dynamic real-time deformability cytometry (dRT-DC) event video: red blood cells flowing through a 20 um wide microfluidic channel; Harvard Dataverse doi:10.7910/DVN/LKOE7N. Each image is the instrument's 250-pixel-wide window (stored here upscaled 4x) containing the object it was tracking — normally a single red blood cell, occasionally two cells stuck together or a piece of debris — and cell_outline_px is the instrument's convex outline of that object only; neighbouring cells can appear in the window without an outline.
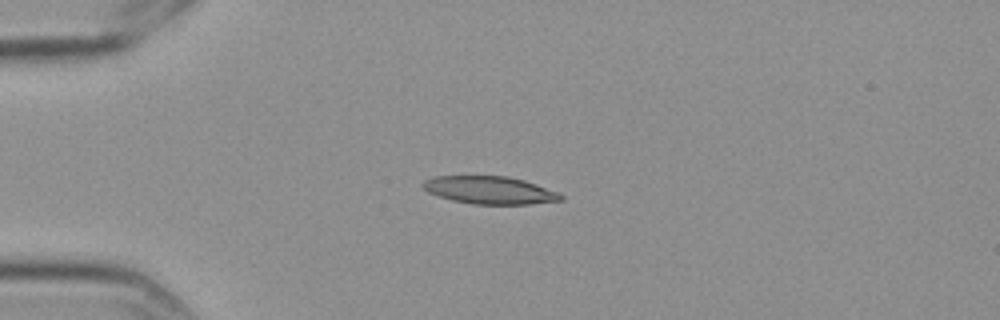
{"species": "Egyptian fruit bat (a non-hibernating species)", "species_latin": "Rousettus aegyptiacus", "temperature_condition": "cold", "stored_images_in_passage": 3, "camera_frame_rate_fps": 3000, "um_per_image_px": 0.085, "frame": {"image": 1, "passage_image": 1, "time_ms": 0.0, "image_size_px": [1000, 320], "cell_outline_px": [[564, 200], [528, 204], [472, 204], [452, 200], [428, 192], [420, 184], [424, 180], [436, 176], [508, 176], [524, 180], [560, 192], [564, 196]], "centroid_in_image_um": [41.66, 16.16], "position_along_channel_um": 43.3, "area_um2": 22.31}}
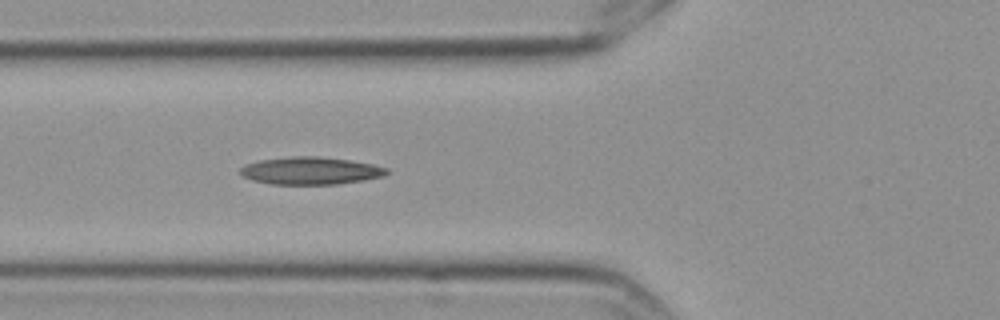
{"frame": {"image": 2, "passage_image": 3, "time_ms": 0.667, "image_size_px": [1000, 320], "cell_outline_px": [[388, 172], [384, 176], [364, 180], [336, 184], [272, 184], [252, 180], [244, 176], [240, 172], [240, 168], [244, 164], [260, 160], [292, 156], [320, 156], [348, 160], [372, 164], [388, 168]], "centroid_in_image_um": [26.39, 14.51], "position_along_channel_um": 99.4, "area_um2": 23.41}}